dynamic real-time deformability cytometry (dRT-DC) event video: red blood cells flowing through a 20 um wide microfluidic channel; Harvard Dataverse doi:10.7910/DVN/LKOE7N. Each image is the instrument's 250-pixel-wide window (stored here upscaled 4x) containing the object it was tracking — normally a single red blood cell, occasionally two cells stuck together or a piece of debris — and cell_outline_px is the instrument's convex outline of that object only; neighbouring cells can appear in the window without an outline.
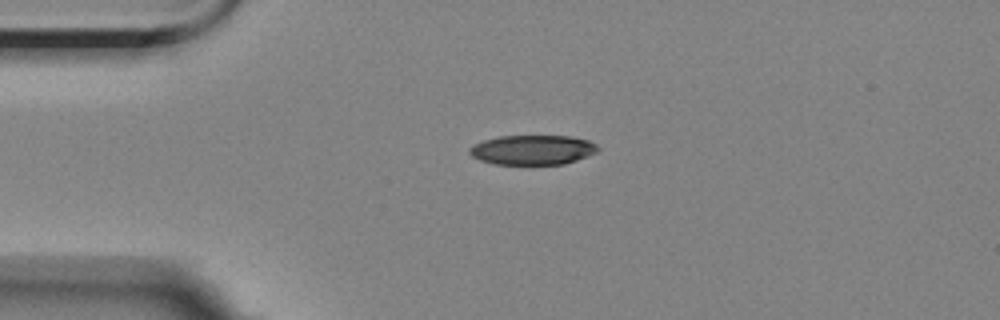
{"species": "Egyptian fruit bat (a non-hibernating species)", "species_latin": "Rousettus aegyptiacus", "temperature_condition": "room temperature", "stored_images_in_passage": 2, "camera_frame_rate_fps": 3000, "um_per_image_px": 0.085, "animal": {"sex": "female"}, "frame": {"image": 1, "passage_image": 1, "time_ms": 0.0, "image_size_px": [1000, 320], "cell_outline_px": [[600, 148], [596, 152], [588, 156], [564, 164], [492, 164], [480, 160], [472, 156], [468, 152], [468, 148], [472, 144], [484, 140], [500, 136], [572, 136], [588, 140], [596, 144]], "centroid_in_image_um": [45.25, 12.74], "position_along_channel_um": 39.7, "area_um2": 22.31}}